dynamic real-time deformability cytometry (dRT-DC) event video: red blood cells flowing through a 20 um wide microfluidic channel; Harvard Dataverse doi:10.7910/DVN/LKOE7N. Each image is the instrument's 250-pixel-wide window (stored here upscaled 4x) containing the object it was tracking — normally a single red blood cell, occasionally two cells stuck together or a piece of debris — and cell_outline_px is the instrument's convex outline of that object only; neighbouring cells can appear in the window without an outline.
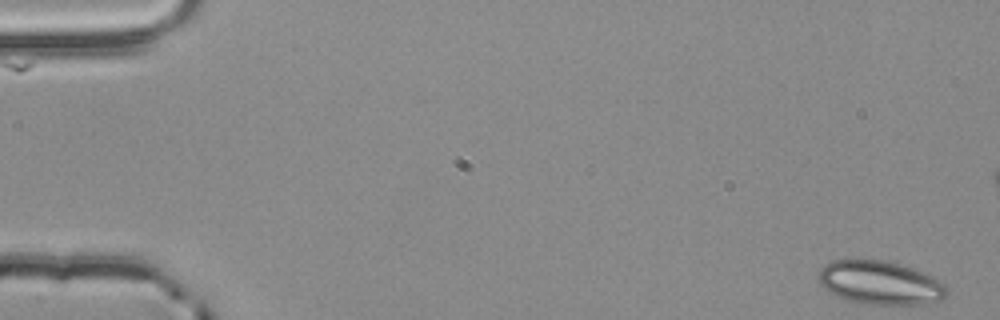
{"species": "common noctule bat (a hibernating species)", "species_latin": "Nyctalus noctula", "temperature_condition": "room temperature", "stored_images_in_passage": 4, "camera_frame_rate_fps": 3000, "um_per_image_px": 0.085, "animal": {"sex": "male", "body_mass_g": 20.4}, "frame": {"image": 1, "passage_image": 1, "time_ms": 0.0, "image_size_px": [1000, 320], "cell_outline_px": [[948, 292], [944, 300], [928, 304], [864, 304], [848, 300], [824, 288], [820, 284], [820, 268], [824, 264], [832, 260], [884, 260], [900, 264], [912, 268], [932, 276], [940, 280], [948, 288]], "centroid_in_image_um": [74.87, 24.04], "position_along_channel_um": 10.1, "area_um2": 32.54}}